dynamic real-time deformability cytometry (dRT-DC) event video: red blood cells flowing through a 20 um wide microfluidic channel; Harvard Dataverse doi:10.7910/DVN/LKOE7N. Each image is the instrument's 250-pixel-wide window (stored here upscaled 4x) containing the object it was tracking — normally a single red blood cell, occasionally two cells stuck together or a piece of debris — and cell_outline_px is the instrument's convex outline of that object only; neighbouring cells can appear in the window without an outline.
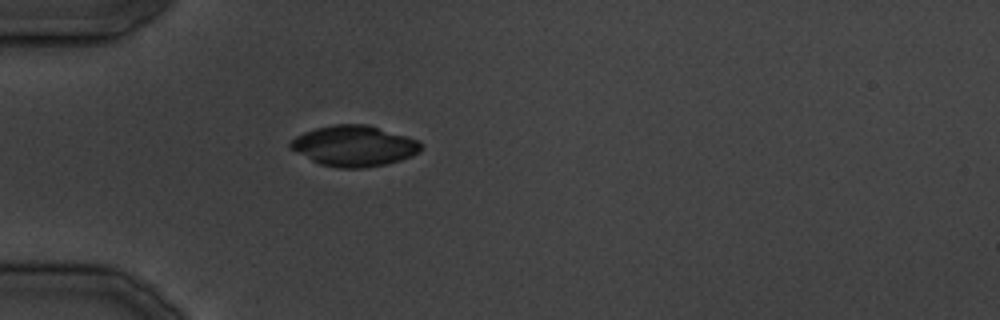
{"species": "common noctule bat (a hibernating species)", "species_latin": "Nyctalus noctula", "temperature_condition": "cold", "stored_images_in_passage": 27, "camera_frame_rate_fps": 3000, "um_per_image_px": 0.085, "animal": {"sex": "male", "body_mass_g": 19.5, "forearm_length_mm": 54.6}, "frame": {"image": 1, "passage_image": 1, "time_ms": 0.0, "image_size_px": [1000, 320], "cell_outline_px": [[424, 148], [420, 152], [412, 156], [388, 164], [364, 168], [340, 168], [320, 164], [288, 148], [288, 144], [296, 136], [304, 132], [316, 128], [332, 124], [364, 124], [420, 140], [424, 144]], "centroid_in_image_um": [30.12, 12.41], "position_along_channel_um": 54.9, "area_um2": 31.1}}
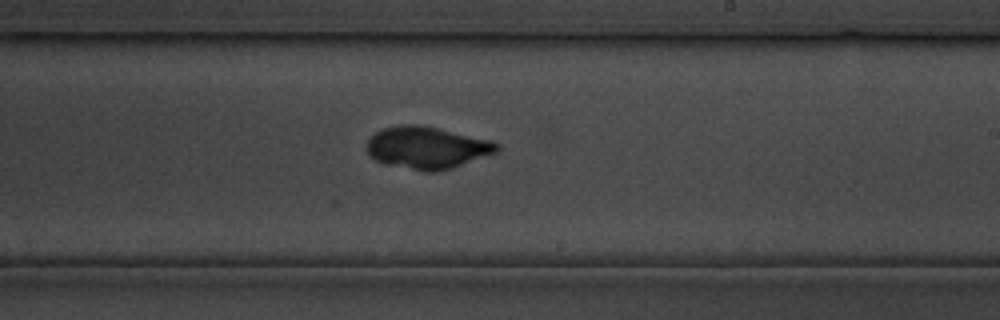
{"frame": {"image": 2, "passage_image": 12, "time_ms": 13.667, "image_size_px": [1000, 320], "cell_outline_px": [[500, 148], [496, 152], [452, 168], [436, 172], [424, 172], [384, 164], [376, 160], [364, 148], [364, 144], [376, 132], [384, 128], [400, 124], [420, 124], [492, 140], [500, 144]], "centroid_in_image_um": [36.28, 12.55], "position_along_channel_um": 252.7, "area_um2": 32.19}}
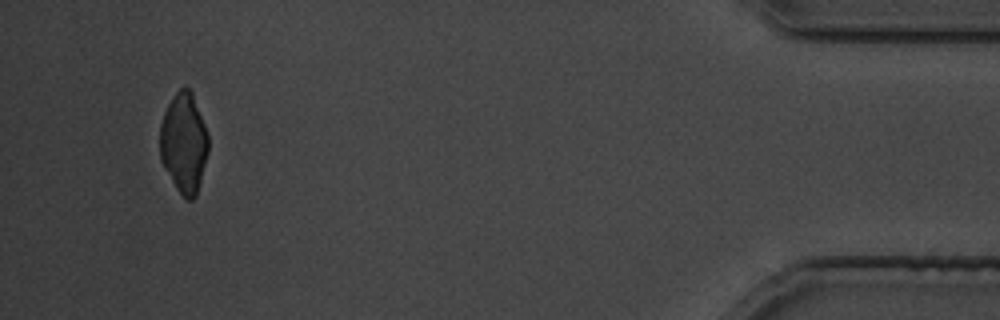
{"frame": {"image": 3, "passage_image": 25, "time_ms": 29.0, "image_size_px": [1000, 320], "cell_outline_px": [[208, 152], [196, 196], [192, 200], [188, 200], [176, 188], [164, 168], [160, 160], [160, 124], [164, 112], [168, 104], [176, 92], [184, 84], [192, 92], [208, 132]], "centroid_in_image_um": [15.62, 12.12], "position_along_channel_um": 419.6, "area_um2": 28.26}}